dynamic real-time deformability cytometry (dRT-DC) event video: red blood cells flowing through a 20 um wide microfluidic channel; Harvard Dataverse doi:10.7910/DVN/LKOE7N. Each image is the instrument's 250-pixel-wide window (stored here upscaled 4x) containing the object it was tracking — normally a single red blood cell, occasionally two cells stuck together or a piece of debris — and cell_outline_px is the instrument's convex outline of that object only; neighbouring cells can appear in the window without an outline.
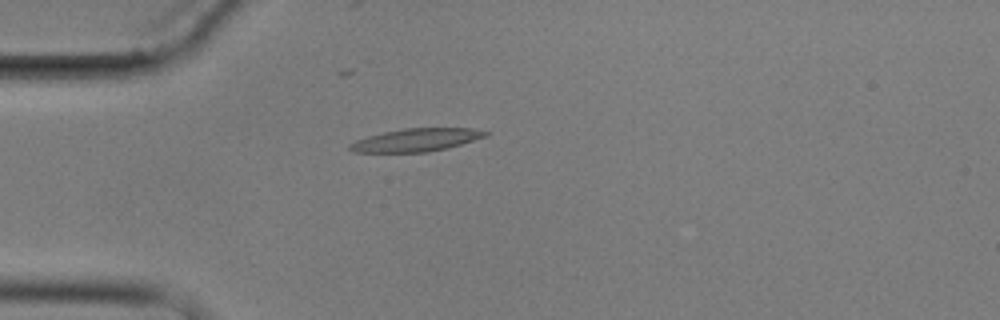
{"species": "common noctule bat (a hibernating species)", "species_latin": "Nyctalus noctula", "temperature_condition": "cold", "stored_images_in_passage": 5, "camera_frame_rate_fps": 3000, "um_per_image_px": 0.085, "animal": {"sex": "male", "body_mass_g": 17.9}, "frame": {"image": 1, "passage_image": 5, "time_ms": 4.667, "image_size_px": [1000, 320], "cell_outline_px": [[488, 136], [448, 148], [428, 152], [352, 152], [348, 148], [348, 144], [356, 140], [368, 136], [384, 132], [404, 128], [472, 128], [488, 132]], "centroid_in_image_um": [35.37, 11.9], "position_along_channel_um": 49.6, "area_um2": 18.15}}